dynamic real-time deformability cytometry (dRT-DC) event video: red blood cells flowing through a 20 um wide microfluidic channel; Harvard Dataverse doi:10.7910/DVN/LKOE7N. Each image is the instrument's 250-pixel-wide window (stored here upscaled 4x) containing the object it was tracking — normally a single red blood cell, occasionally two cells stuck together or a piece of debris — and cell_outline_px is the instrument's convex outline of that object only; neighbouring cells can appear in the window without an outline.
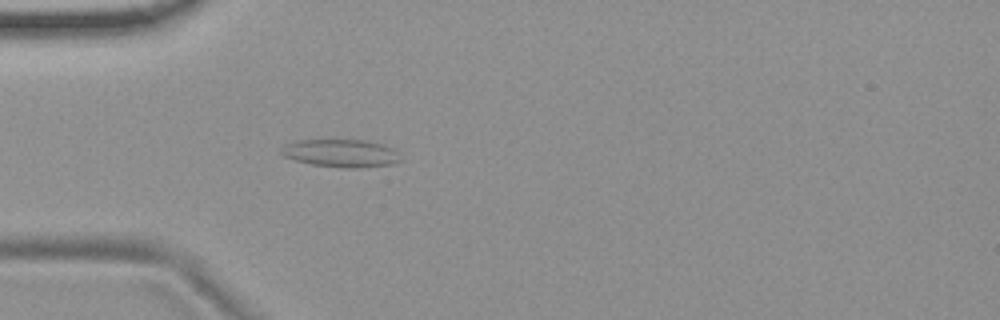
{"species": "common noctule bat (a hibernating species)", "species_latin": "Nyctalus noctula", "temperature_condition": "room temperature", "stored_images_in_passage": 2, "camera_frame_rate_fps": 3000, "um_per_image_px": 0.085, "animal": {"sex": "female", "body_mass_g": 19.9}, "frame": {"image": 1, "passage_image": 2, "time_ms": 1.0, "image_size_px": [1000, 320], "cell_outline_px": [[400, 160], [392, 164], [360, 168], [340, 168], [312, 164], [296, 160], [284, 156], [280, 152], [284, 144], [296, 140], [368, 140], [384, 144], [396, 148]], "centroid_in_image_um": [29.01, 13.02], "position_along_channel_um": 56.0, "area_um2": 19.54}}